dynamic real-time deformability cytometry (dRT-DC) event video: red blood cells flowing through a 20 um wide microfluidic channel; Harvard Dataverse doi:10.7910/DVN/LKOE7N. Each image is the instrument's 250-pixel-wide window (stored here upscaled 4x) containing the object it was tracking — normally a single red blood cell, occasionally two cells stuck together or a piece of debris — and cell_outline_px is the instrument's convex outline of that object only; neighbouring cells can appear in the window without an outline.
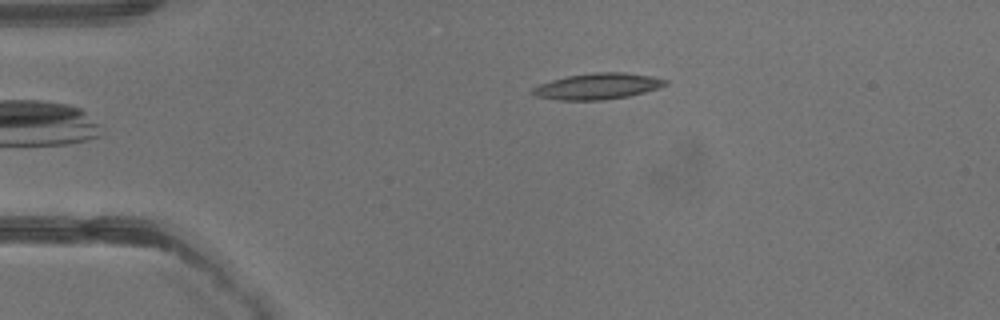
{"species": "common noctule bat (a hibernating species)", "species_latin": "Nyctalus noctula", "temperature_condition": "warm", "stored_images_in_passage": 29, "camera_frame_rate_fps": 3000, "um_per_image_px": 0.085, "animal": {"sex": "male", "body_mass_g": 13.3}, "frame": {"image": 1, "passage_image": 1, "time_ms": 0.0, "image_size_px": [1000, 320], "cell_outline_px": [[668, 84], [644, 92], [628, 96], [604, 100], [556, 100], [536, 96], [532, 92], [532, 88], [540, 84], [552, 80], [568, 76], [596, 72], [624, 72], [652, 76], [668, 80]], "centroid_in_image_um": [50.8, 7.33], "position_along_channel_um": 34.2, "area_um2": 20.06}}
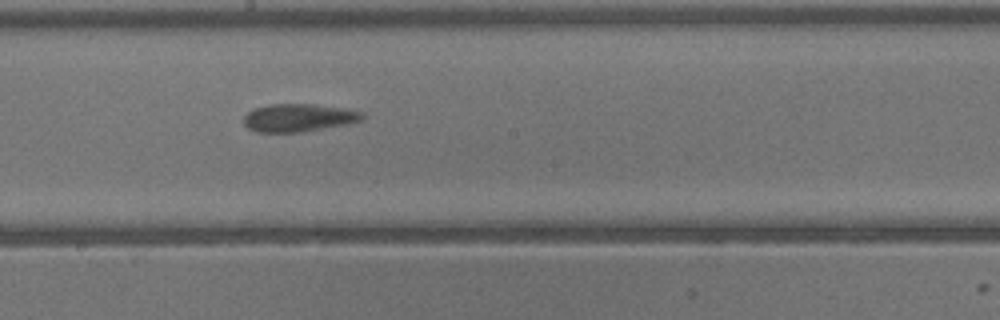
{"frame": {"image": 2, "passage_image": 15, "time_ms": 4.667, "image_size_px": [1000, 320], "cell_outline_px": [[364, 116], [360, 120], [348, 124], [300, 132], [256, 132], [248, 128], [244, 124], [244, 116], [248, 112], [256, 108], [268, 104], [312, 104], [340, 108], [364, 112]], "centroid_in_image_um": [25.35, 10.01], "position_along_channel_um": 222.8, "area_um2": 19.07}}
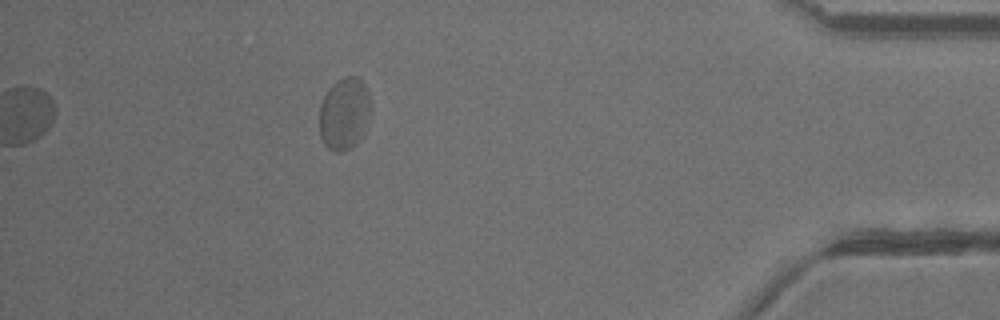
{"frame": {"image": 3, "passage_image": 29, "time_ms": 9.333, "image_size_px": [1000, 320], "cell_outline_px": [[372, 104], [360, 136], [356, 144], [352, 148], [340, 152], [336, 152], [328, 148], [324, 144], [320, 136], [320, 104], [328, 88], [336, 80], [344, 76], [356, 76], [368, 88]], "centroid_in_image_um": [29.25, 9.62], "position_along_channel_um": 405.9, "area_um2": 21.62}}